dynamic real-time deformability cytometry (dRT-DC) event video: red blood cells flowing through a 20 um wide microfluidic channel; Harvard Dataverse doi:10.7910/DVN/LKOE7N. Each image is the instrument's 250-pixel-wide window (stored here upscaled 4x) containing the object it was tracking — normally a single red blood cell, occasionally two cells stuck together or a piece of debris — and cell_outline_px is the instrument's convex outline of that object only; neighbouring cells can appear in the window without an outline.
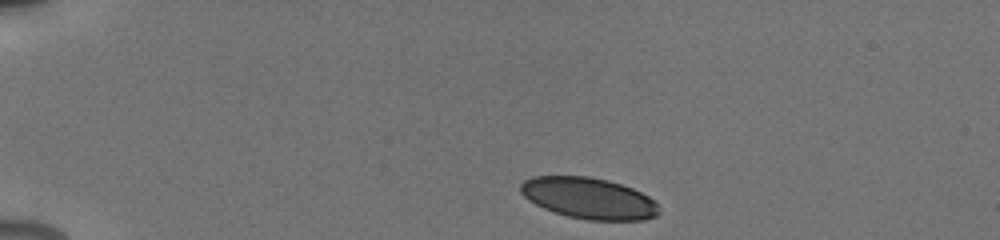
{"species": "human", "species_latin": "Homo sapiens", "temperature_condition": "cold", "stored_images_in_passage": 4, "camera_frame_rate_fps": 3000, "um_per_image_px": 0.085, "donor": {"sex": "male"}, "frame": {"image": 1, "passage_image": 1, "time_ms": 0.0, "image_size_px": [1000, 240], "cell_outline_px": [[660, 212], [656, 216], [644, 220], [588, 220], [568, 216], [544, 208], [528, 200], [520, 192], [520, 184], [524, 180], [532, 176], [588, 176], [608, 180], [632, 188], [648, 196], [656, 204]], "centroid_in_image_um": [50.03, 16.84], "position_along_channel_um": 35.0, "area_um2": 33.12}}